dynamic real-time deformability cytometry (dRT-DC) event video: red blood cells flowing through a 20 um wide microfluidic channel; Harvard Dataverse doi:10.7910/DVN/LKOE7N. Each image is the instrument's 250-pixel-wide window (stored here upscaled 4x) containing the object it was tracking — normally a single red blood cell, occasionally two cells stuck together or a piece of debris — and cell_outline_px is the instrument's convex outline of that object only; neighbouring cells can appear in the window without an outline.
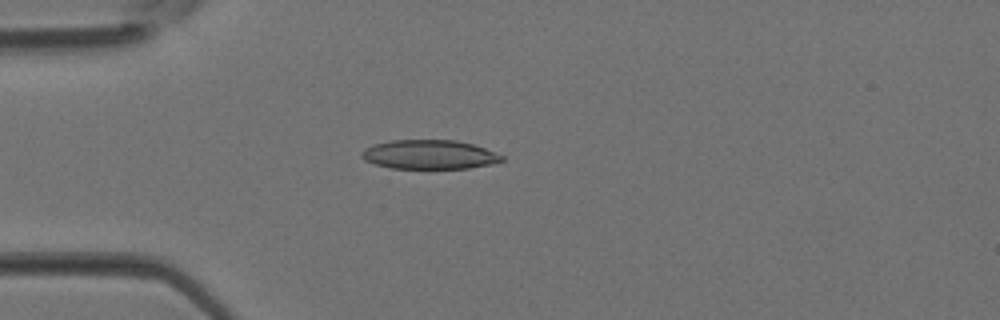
{"species": "Egyptian fruit bat (a non-hibernating species)", "species_latin": "Rousettus aegyptiacus", "temperature_condition": "room temperature", "stored_images_in_passage": 29, "camera_frame_rate_fps": 3000, "um_per_image_px": 0.085, "animal": {"sex": "female"}, "frame": {"image": 1, "passage_image": 2, "time_ms": 0.333, "image_size_px": [1000, 320], "cell_outline_px": [[504, 160], [492, 164], [468, 168], [392, 168], [376, 164], [364, 160], [360, 156], [360, 152], [364, 148], [372, 144], [388, 140], [456, 140], [472, 144], [484, 148], [504, 156]], "centroid_in_image_um": [36.45, 13.13], "position_along_channel_um": 48.5, "area_um2": 23.87}}
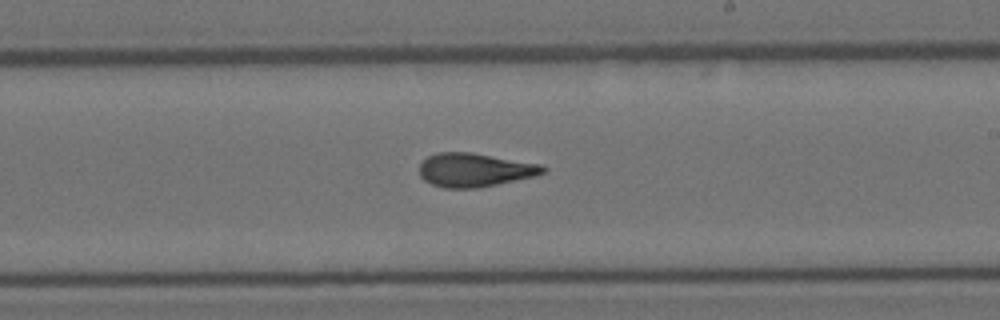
{"frame": {"image": 2, "passage_image": 14, "time_ms": 4.333, "image_size_px": [1000, 320], "cell_outline_px": [[548, 168], [544, 172], [532, 176], [496, 184], [476, 188], [444, 188], [432, 184], [424, 180], [420, 176], [420, 164], [428, 156], [436, 152], [472, 152], [540, 164]], "centroid_in_image_um": [40.31, 14.43], "position_along_channel_um": 248.7, "area_um2": 24.04}}
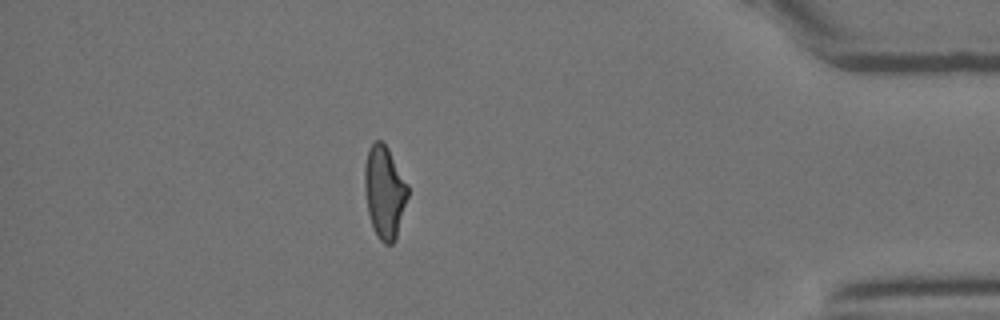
{"frame": {"image": 3, "passage_image": 25, "time_ms": 8.0, "image_size_px": [1000, 320], "cell_outline_px": [[408, 196], [396, 236], [392, 244], [384, 244], [380, 240], [372, 228], [368, 212], [364, 188], [364, 164], [368, 148], [376, 140], [380, 140], [388, 148], [408, 184]], "centroid_in_image_um": [32.66, 16.3], "position_along_channel_um": 402.5, "area_um2": 23.24}}